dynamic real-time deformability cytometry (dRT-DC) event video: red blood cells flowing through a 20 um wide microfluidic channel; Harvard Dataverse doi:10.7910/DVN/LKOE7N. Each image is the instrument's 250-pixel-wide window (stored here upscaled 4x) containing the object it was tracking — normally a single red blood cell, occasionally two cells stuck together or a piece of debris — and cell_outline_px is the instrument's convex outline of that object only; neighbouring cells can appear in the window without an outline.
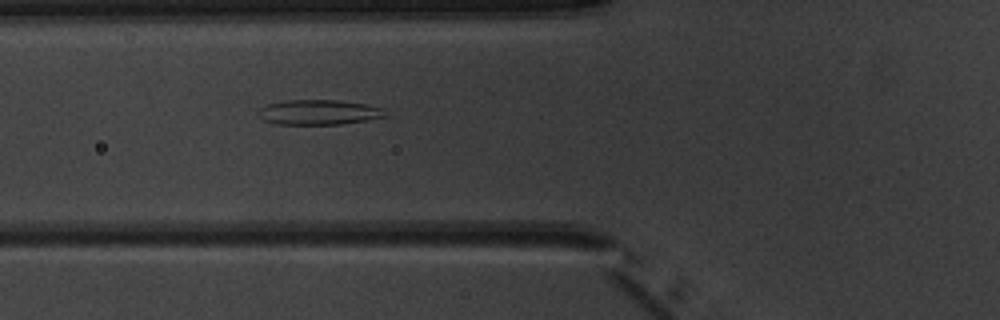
{"species": "common noctule bat (a hibernating species)", "species_latin": "Nyctalus noctula", "temperature_condition": "warm", "stored_images_in_passage": 6, "camera_frame_rate_fps": 3000, "um_per_image_px": 0.085, "animal": {"sex": "male", "body_mass_g": 20.1, "forearm_length_mm": 53.5}, "frame": {"image": 1, "passage_image": 6, "time_ms": 6.667, "image_size_px": [1000, 320], "cell_outline_px": [[388, 116], [368, 120], [340, 124], [276, 124], [264, 120], [260, 108], [268, 104], [284, 100], [336, 100], [364, 104], [384, 108]], "centroid_in_image_um": [27.17, 9.54], "position_along_channel_um": 98.6, "area_um2": 18.26}}